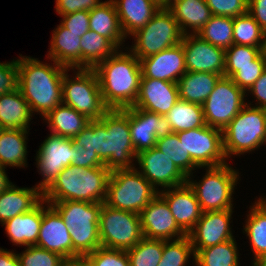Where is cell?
<instances>
[{
    "mask_svg": "<svg viewBox=\"0 0 266 266\" xmlns=\"http://www.w3.org/2000/svg\"><path fill=\"white\" fill-rule=\"evenodd\" d=\"M126 38L145 26L161 8L152 0H112Z\"/></svg>",
    "mask_w": 266,
    "mask_h": 266,
    "instance_id": "25",
    "label": "cell"
},
{
    "mask_svg": "<svg viewBox=\"0 0 266 266\" xmlns=\"http://www.w3.org/2000/svg\"><path fill=\"white\" fill-rule=\"evenodd\" d=\"M129 128L137 154L155 147L158 139L173 133L165 116L136 107H129Z\"/></svg>",
    "mask_w": 266,
    "mask_h": 266,
    "instance_id": "16",
    "label": "cell"
},
{
    "mask_svg": "<svg viewBox=\"0 0 266 266\" xmlns=\"http://www.w3.org/2000/svg\"><path fill=\"white\" fill-rule=\"evenodd\" d=\"M42 200L43 193L36 186L19 188L12 183L0 194L1 224L17 215L31 211Z\"/></svg>",
    "mask_w": 266,
    "mask_h": 266,
    "instance_id": "26",
    "label": "cell"
},
{
    "mask_svg": "<svg viewBox=\"0 0 266 266\" xmlns=\"http://www.w3.org/2000/svg\"><path fill=\"white\" fill-rule=\"evenodd\" d=\"M18 88L17 60L0 63V95L10 93Z\"/></svg>",
    "mask_w": 266,
    "mask_h": 266,
    "instance_id": "48",
    "label": "cell"
},
{
    "mask_svg": "<svg viewBox=\"0 0 266 266\" xmlns=\"http://www.w3.org/2000/svg\"><path fill=\"white\" fill-rule=\"evenodd\" d=\"M248 13L266 33V0H248Z\"/></svg>",
    "mask_w": 266,
    "mask_h": 266,
    "instance_id": "52",
    "label": "cell"
},
{
    "mask_svg": "<svg viewBox=\"0 0 266 266\" xmlns=\"http://www.w3.org/2000/svg\"><path fill=\"white\" fill-rule=\"evenodd\" d=\"M64 266H87L82 260L67 262Z\"/></svg>",
    "mask_w": 266,
    "mask_h": 266,
    "instance_id": "56",
    "label": "cell"
},
{
    "mask_svg": "<svg viewBox=\"0 0 266 266\" xmlns=\"http://www.w3.org/2000/svg\"><path fill=\"white\" fill-rule=\"evenodd\" d=\"M247 93L255 96V101H257L255 107L266 109V70L261 74L259 79L252 85Z\"/></svg>",
    "mask_w": 266,
    "mask_h": 266,
    "instance_id": "53",
    "label": "cell"
},
{
    "mask_svg": "<svg viewBox=\"0 0 266 266\" xmlns=\"http://www.w3.org/2000/svg\"><path fill=\"white\" fill-rule=\"evenodd\" d=\"M266 48L233 44L225 50V76L231 78L237 72V66L255 65V59Z\"/></svg>",
    "mask_w": 266,
    "mask_h": 266,
    "instance_id": "43",
    "label": "cell"
},
{
    "mask_svg": "<svg viewBox=\"0 0 266 266\" xmlns=\"http://www.w3.org/2000/svg\"><path fill=\"white\" fill-rule=\"evenodd\" d=\"M101 247L127 251L142 238L139 214L102 204L99 214Z\"/></svg>",
    "mask_w": 266,
    "mask_h": 266,
    "instance_id": "11",
    "label": "cell"
},
{
    "mask_svg": "<svg viewBox=\"0 0 266 266\" xmlns=\"http://www.w3.org/2000/svg\"><path fill=\"white\" fill-rule=\"evenodd\" d=\"M167 9L175 17L184 35L198 34L212 16L205 0H176Z\"/></svg>",
    "mask_w": 266,
    "mask_h": 266,
    "instance_id": "28",
    "label": "cell"
},
{
    "mask_svg": "<svg viewBox=\"0 0 266 266\" xmlns=\"http://www.w3.org/2000/svg\"><path fill=\"white\" fill-rule=\"evenodd\" d=\"M174 1L176 0H164V8H167L170 6Z\"/></svg>",
    "mask_w": 266,
    "mask_h": 266,
    "instance_id": "59",
    "label": "cell"
},
{
    "mask_svg": "<svg viewBox=\"0 0 266 266\" xmlns=\"http://www.w3.org/2000/svg\"><path fill=\"white\" fill-rule=\"evenodd\" d=\"M32 116L30 105L18 88L0 95V123L4 128L30 130Z\"/></svg>",
    "mask_w": 266,
    "mask_h": 266,
    "instance_id": "30",
    "label": "cell"
},
{
    "mask_svg": "<svg viewBox=\"0 0 266 266\" xmlns=\"http://www.w3.org/2000/svg\"><path fill=\"white\" fill-rule=\"evenodd\" d=\"M258 200L266 207V197H259Z\"/></svg>",
    "mask_w": 266,
    "mask_h": 266,
    "instance_id": "60",
    "label": "cell"
},
{
    "mask_svg": "<svg viewBox=\"0 0 266 266\" xmlns=\"http://www.w3.org/2000/svg\"><path fill=\"white\" fill-rule=\"evenodd\" d=\"M152 1L155 2L161 8H164V0H152Z\"/></svg>",
    "mask_w": 266,
    "mask_h": 266,
    "instance_id": "58",
    "label": "cell"
},
{
    "mask_svg": "<svg viewBox=\"0 0 266 266\" xmlns=\"http://www.w3.org/2000/svg\"><path fill=\"white\" fill-rule=\"evenodd\" d=\"M28 132L29 130L7 128L2 131L0 134L1 166L16 168L27 166Z\"/></svg>",
    "mask_w": 266,
    "mask_h": 266,
    "instance_id": "32",
    "label": "cell"
},
{
    "mask_svg": "<svg viewBox=\"0 0 266 266\" xmlns=\"http://www.w3.org/2000/svg\"><path fill=\"white\" fill-rule=\"evenodd\" d=\"M233 212V210L202 212L195 227L187 234L195 254L203 248L234 239L230 227Z\"/></svg>",
    "mask_w": 266,
    "mask_h": 266,
    "instance_id": "20",
    "label": "cell"
},
{
    "mask_svg": "<svg viewBox=\"0 0 266 266\" xmlns=\"http://www.w3.org/2000/svg\"><path fill=\"white\" fill-rule=\"evenodd\" d=\"M249 212L242 231L249 237L254 253L252 266H255L266 254V207L257 199Z\"/></svg>",
    "mask_w": 266,
    "mask_h": 266,
    "instance_id": "34",
    "label": "cell"
},
{
    "mask_svg": "<svg viewBox=\"0 0 266 266\" xmlns=\"http://www.w3.org/2000/svg\"><path fill=\"white\" fill-rule=\"evenodd\" d=\"M87 266H130L124 250L99 247L81 259Z\"/></svg>",
    "mask_w": 266,
    "mask_h": 266,
    "instance_id": "45",
    "label": "cell"
},
{
    "mask_svg": "<svg viewBox=\"0 0 266 266\" xmlns=\"http://www.w3.org/2000/svg\"><path fill=\"white\" fill-rule=\"evenodd\" d=\"M205 175L199 182L192 175L187 177V183L195 192L202 212L233 210L234 188L239 180V171L228 163L205 167Z\"/></svg>",
    "mask_w": 266,
    "mask_h": 266,
    "instance_id": "8",
    "label": "cell"
},
{
    "mask_svg": "<svg viewBox=\"0 0 266 266\" xmlns=\"http://www.w3.org/2000/svg\"><path fill=\"white\" fill-rule=\"evenodd\" d=\"M5 128L2 126V124L0 123V134L2 133V131L4 130Z\"/></svg>",
    "mask_w": 266,
    "mask_h": 266,
    "instance_id": "61",
    "label": "cell"
},
{
    "mask_svg": "<svg viewBox=\"0 0 266 266\" xmlns=\"http://www.w3.org/2000/svg\"><path fill=\"white\" fill-rule=\"evenodd\" d=\"M212 15L235 18L248 13V0H205Z\"/></svg>",
    "mask_w": 266,
    "mask_h": 266,
    "instance_id": "47",
    "label": "cell"
},
{
    "mask_svg": "<svg viewBox=\"0 0 266 266\" xmlns=\"http://www.w3.org/2000/svg\"><path fill=\"white\" fill-rule=\"evenodd\" d=\"M130 266H157L163 252V240L142 238L134 247L128 249Z\"/></svg>",
    "mask_w": 266,
    "mask_h": 266,
    "instance_id": "41",
    "label": "cell"
},
{
    "mask_svg": "<svg viewBox=\"0 0 266 266\" xmlns=\"http://www.w3.org/2000/svg\"><path fill=\"white\" fill-rule=\"evenodd\" d=\"M173 133L206 125L202 105L179 99L165 115Z\"/></svg>",
    "mask_w": 266,
    "mask_h": 266,
    "instance_id": "36",
    "label": "cell"
},
{
    "mask_svg": "<svg viewBox=\"0 0 266 266\" xmlns=\"http://www.w3.org/2000/svg\"><path fill=\"white\" fill-rule=\"evenodd\" d=\"M89 29L107 38L118 50L125 44L116 7L112 0L102 3L89 11Z\"/></svg>",
    "mask_w": 266,
    "mask_h": 266,
    "instance_id": "29",
    "label": "cell"
},
{
    "mask_svg": "<svg viewBox=\"0 0 266 266\" xmlns=\"http://www.w3.org/2000/svg\"><path fill=\"white\" fill-rule=\"evenodd\" d=\"M249 104V105H248ZM246 103L222 130L223 150L227 159L252 153L266 144V109Z\"/></svg>",
    "mask_w": 266,
    "mask_h": 266,
    "instance_id": "6",
    "label": "cell"
},
{
    "mask_svg": "<svg viewBox=\"0 0 266 266\" xmlns=\"http://www.w3.org/2000/svg\"><path fill=\"white\" fill-rule=\"evenodd\" d=\"M0 266H20L17 254L0 248Z\"/></svg>",
    "mask_w": 266,
    "mask_h": 266,
    "instance_id": "54",
    "label": "cell"
},
{
    "mask_svg": "<svg viewBox=\"0 0 266 266\" xmlns=\"http://www.w3.org/2000/svg\"><path fill=\"white\" fill-rule=\"evenodd\" d=\"M101 3L100 0H56L55 10L62 16L76 11H91Z\"/></svg>",
    "mask_w": 266,
    "mask_h": 266,
    "instance_id": "50",
    "label": "cell"
},
{
    "mask_svg": "<svg viewBox=\"0 0 266 266\" xmlns=\"http://www.w3.org/2000/svg\"><path fill=\"white\" fill-rule=\"evenodd\" d=\"M25 249L22 253H17L20 266H64L67 263L59 254L36 245Z\"/></svg>",
    "mask_w": 266,
    "mask_h": 266,
    "instance_id": "44",
    "label": "cell"
},
{
    "mask_svg": "<svg viewBox=\"0 0 266 266\" xmlns=\"http://www.w3.org/2000/svg\"><path fill=\"white\" fill-rule=\"evenodd\" d=\"M176 134L180 142L183 143L186 153H189L199 168L227 163L221 129L206 124L203 127L179 131Z\"/></svg>",
    "mask_w": 266,
    "mask_h": 266,
    "instance_id": "13",
    "label": "cell"
},
{
    "mask_svg": "<svg viewBox=\"0 0 266 266\" xmlns=\"http://www.w3.org/2000/svg\"><path fill=\"white\" fill-rule=\"evenodd\" d=\"M125 51L117 50L94 68L104 104L109 109L132 107L138 96L142 77L140 60Z\"/></svg>",
    "mask_w": 266,
    "mask_h": 266,
    "instance_id": "3",
    "label": "cell"
},
{
    "mask_svg": "<svg viewBox=\"0 0 266 266\" xmlns=\"http://www.w3.org/2000/svg\"><path fill=\"white\" fill-rule=\"evenodd\" d=\"M245 95L231 78L222 76L202 104L205 123L223 130L246 105Z\"/></svg>",
    "mask_w": 266,
    "mask_h": 266,
    "instance_id": "12",
    "label": "cell"
},
{
    "mask_svg": "<svg viewBox=\"0 0 266 266\" xmlns=\"http://www.w3.org/2000/svg\"><path fill=\"white\" fill-rule=\"evenodd\" d=\"M233 44L266 48V33L249 13L234 18Z\"/></svg>",
    "mask_w": 266,
    "mask_h": 266,
    "instance_id": "38",
    "label": "cell"
},
{
    "mask_svg": "<svg viewBox=\"0 0 266 266\" xmlns=\"http://www.w3.org/2000/svg\"><path fill=\"white\" fill-rule=\"evenodd\" d=\"M181 44L189 72H209L225 76V50L203 40L197 34H186Z\"/></svg>",
    "mask_w": 266,
    "mask_h": 266,
    "instance_id": "18",
    "label": "cell"
},
{
    "mask_svg": "<svg viewBox=\"0 0 266 266\" xmlns=\"http://www.w3.org/2000/svg\"><path fill=\"white\" fill-rule=\"evenodd\" d=\"M6 168L7 167L0 165V194L12 185L5 170Z\"/></svg>",
    "mask_w": 266,
    "mask_h": 266,
    "instance_id": "55",
    "label": "cell"
},
{
    "mask_svg": "<svg viewBox=\"0 0 266 266\" xmlns=\"http://www.w3.org/2000/svg\"><path fill=\"white\" fill-rule=\"evenodd\" d=\"M42 222V201L31 211L15 216L2 224L13 245H36Z\"/></svg>",
    "mask_w": 266,
    "mask_h": 266,
    "instance_id": "27",
    "label": "cell"
},
{
    "mask_svg": "<svg viewBox=\"0 0 266 266\" xmlns=\"http://www.w3.org/2000/svg\"><path fill=\"white\" fill-rule=\"evenodd\" d=\"M239 259V250L234 238L199 250L193 261L196 266H239Z\"/></svg>",
    "mask_w": 266,
    "mask_h": 266,
    "instance_id": "37",
    "label": "cell"
},
{
    "mask_svg": "<svg viewBox=\"0 0 266 266\" xmlns=\"http://www.w3.org/2000/svg\"><path fill=\"white\" fill-rule=\"evenodd\" d=\"M143 237L156 240H176L187 234L178 226L167 202L158 194L139 213Z\"/></svg>",
    "mask_w": 266,
    "mask_h": 266,
    "instance_id": "17",
    "label": "cell"
},
{
    "mask_svg": "<svg viewBox=\"0 0 266 266\" xmlns=\"http://www.w3.org/2000/svg\"><path fill=\"white\" fill-rule=\"evenodd\" d=\"M158 193L136 167L118 169L111 171L104 204L139 214Z\"/></svg>",
    "mask_w": 266,
    "mask_h": 266,
    "instance_id": "7",
    "label": "cell"
},
{
    "mask_svg": "<svg viewBox=\"0 0 266 266\" xmlns=\"http://www.w3.org/2000/svg\"><path fill=\"white\" fill-rule=\"evenodd\" d=\"M36 166L43 177L36 187L43 193L57 178L60 172L74 161L72 138L57 134L49 136L41 143L36 153Z\"/></svg>",
    "mask_w": 266,
    "mask_h": 266,
    "instance_id": "14",
    "label": "cell"
},
{
    "mask_svg": "<svg viewBox=\"0 0 266 266\" xmlns=\"http://www.w3.org/2000/svg\"><path fill=\"white\" fill-rule=\"evenodd\" d=\"M71 165L84 168L105 166L96 152H88L81 146H74V161Z\"/></svg>",
    "mask_w": 266,
    "mask_h": 266,
    "instance_id": "51",
    "label": "cell"
},
{
    "mask_svg": "<svg viewBox=\"0 0 266 266\" xmlns=\"http://www.w3.org/2000/svg\"><path fill=\"white\" fill-rule=\"evenodd\" d=\"M111 171L105 166L65 167L43 192L46 202L86 201L104 203Z\"/></svg>",
    "mask_w": 266,
    "mask_h": 266,
    "instance_id": "4",
    "label": "cell"
},
{
    "mask_svg": "<svg viewBox=\"0 0 266 266\" xmlns=\"http://www.w3.org/2000/svg\"><path fill=\"white\" fill-rule=\"evenodd\" d=\"M43 120L48 124L51 133L65 138L75 137L91 121L85 115L63 103L56 106Z\"/></svg>",
    "mask_w": 266,
    "mask_h": 266,
    "instance_id": "33",
    "label": "cell"
},
{
    "mask_svg": "<svg viewBox=\"0 0 266 266\" xmlns=\"http://www.w3.org/2000/svg\"><path fill=\"white\" fill-rule=\"evenodd\" d=\"M265 70L266 50L255 59V65L237 66V72L231 79L246 93Z\"/></svg>",
    "mask_w": 266,
    "mask_h": 266,
    "instance_id": "46",
    "label": "cell"
},
{
    "mask_svg": "<svg viewBox=\"0 0 266 266\" xmlns=\"http://www.w3.org/2000/svg\"><path fill=\"white\" fill-rule=\"evenodd\" d=\"M69 229L73 244V262L101 247L99 214L103 203L86 201L48 202Z\"/></svg>",
    "mask_w": 266,
    "mask_h": 266,
    "instance_id": "5",
    "label": "cell"
},
{
    "mask_svg": "<svg viewBox=\"0 0 266 266\" xmlns=\"http://www.w3.org/2000/svg\"><path fill=\"white\" fill-rule=\"evenodd\" d=\"M155 147L171 159L186 177L192 175L194 170L200 169L193 162L189 153H186V149L176 133H171L164 138L158 139Z\"/></svg>",
    "mask_w": 266,
    "mask_h": 266,
    "instance_id": "40",
    "label": "cell"
},
{
    "mask_svg": "<svg viewBox=\"0 0 266 266\" xmlns=\"http://www.w3.org/2000/svg\"><path fill=\"white\" fill-rule=\"evenodd\" d=\"M233 23L232 17L212 15L197 35L210 44L226 50L233 45Z\"/></svg>",
    "mask_w": 266,
    "mask_h": 266,
    "instance_id": "39",
    "label": "cell"
},
{
    "mask_svg": "<svg viewBox=\"0 0 266 266\" xmlns=\"http://www.w3.org/2000/svg\"><path fill=\"white\" fill-rule=\"evenodd\" d=\"M222 75L187 71L177 82L179 99L202 105Z\"/></svg>",
    "mask_w": 266,
    "mask_h": 266,
    "instance_id": "31",
    "label": "cell"
},
{
    "mask_svg": "<svg viewBox=\"0 0 266 266\" xmlns=\"http://www.w3.org/2000/svg\"><path fill=\"white\" fill-rule=\"evenodd\" d=\"M178 100L177 83L141 78L138 96L132 107L165 116Z\"/></svg>",
    "mask_w": 266,
    "mask_h": 266,
    "instance_id": "21",
    "label": "cell"
},
{
    "mask_svg": "<svg viewBox=\"0 0 266 266\" xmlns=\"http://www.w3.org/2000/svg\"><path fill=\"white\" fill-rule=\"evenodd\" d=\"M61 17V24L69 31L80 34V37L90 30L89 11H76Z\"/></svg>",
    "mask_w": 266,
    "mask_h": 266,
    "instance_id": "49",
    "label": "cell"
},
{
    "mask_svg": "<svg viewBox=\"0 0 266 266\" xmlns=\"http://www.w3.org/2000/svg\"><path fill=\"white\" fill-rule=\"evenodd\" d=\"M142 77L177 83L187 72L185 54L180 43L140 60Z\"/></svg>",
    "mask_w": 266,
    "mask_h": 266,
    "instance_id": "22",
    "label": "cell"
},
{
    "mask_svg": "<svg viewBox=\"0 0 266 266\" xmlns=\"http://www.w3.org/2000/svg\"><path fill=\"white\" fill-rule=\"evenodd\" d=\"M47 59L68 69L81 68V37L69 31L61 23L52 31Z\"/></svg>",
    "mask_w": 266,
    "mask_h": 266,
    "instance_id": "24",
    "label": "cell"
},
{
    "mask_svg": "<svg viewBox=\"0 0 266 266\" xmlns=\"http://www.w3.org/2000/svg\"><path fill=\"white\" fill-rule=\"evenodd\" d=\"M131 36L134 44L126 49L141 60L180 44L184 34L172 13L167 8H160L145 26Z\"/></svg>",
    "mask_w": 266,
    "mask_h": 266,
    "instance_id": "10",
    "label": "cell"
},
{
    "mask_svg": "<svg viewBox=\"0 0 266 266\" xmlns=\"http://www.w3.org/2000/svg\"><path fill=\"white\" fill-rule=\"evenodd\" d=\"M36 246L59 254L67 262H73V244L69 229L59 213L44 199L42 200V222Z\"/></svg>",
    "mask_w": 266,
    "mask_h": 266,
    "instance_id": "19",
    "label": "cell"
},
{
    "mask_svg": "<svg viewBox=\"0 0 266 266\" xmlns=\"http://www.w3.org/2000/svg\"><path fill=\"white\" fill-rule=\"evenodd\" d=\"M67 69L62 79V103L88 119L99 120L109 108L104 104L99 80L94 69L77 68L70 78Z\"/></svg>",
    "mask_w": 266,
    "mask_h": 266,
    "instance_id": "9",
    "label": "cell"
},
{
    "mask_svg": "<svg viewBox=\"0 0 266 266\" xmlns=\"http://www.w3.org/2000/svg\"><path fill=\"white\" fill-rule=\"evenodd\" d=\"M74 146L96 152L110 171L131 169L137 158L129 128V107L109 109L99 120H92L75 137Z\"/></svg>",
    "mask_w": 266,
    "mask_h": 266,
    "instance_id": "1",
    "label": "cell"
},
{
    "mask_svg": "<svg viewBox=\"0 0 266 266\" xmlns=\"http://www.w3.org/2000/svg\"><path fill=\"white\" fill-rule=\"evenodd\" d=\"M168 204L178 226L188 234L202 215L195 192L188 183L159 191Z\"/></svg>",
    "mask_w": 266,
    "mask_h": 266,
    "instance_id": "23",
    "label": "cell"
},
{
    "mask_svg": "<svg viewBox=\"0 0 266 266\" xmlns=\"http://www.w3.org/2000/svg\"><path fill=\"white\" fill-rule=\"evenodd\" d=\"M255 266H266V254L260 259Z\"/></svg>",
    "mask_w": 266,
    "mask_h": 266,
    "instance_id": "57",
    "label": "cell"
},
{
    "mask_svg": "<svg viewBox=\"0 0 266 266\" xmlns=\"http://www.w3.org/2000/svg\"><path fill=\"white\" fill-rule=\"evenodd\" d=\"M136 161L138 171L158 192L187 183V177L156 147L139 152Z\"/></svg>",
    "mask_w": 266,
    "mask_h": 266,
    "instance_id": "15",
    "label": "cell"
},
{
    "mask_svg": "<svg viewBox=\"0 0 266 266\" xmlns=\"http://www.w3.org/2000/svg\"><path fill=\"white\" fill-rule=\"evenodd\" d=\"M193 256L194 249L188 235L176 240H163L162 257L157 266H186Z\"/></svg>",
    "mask_w": 266,
    "mask_h": 266,
    "instance_id": "42",
    "label": "cell"
},
{
    "mask_svg": "<svg viewBox=\"0 0 266 266\" xmlns=\"http://www.w3.org/2000/svg\"><path fill=\"white\" fill-rule=\"evenodd\" d=\"M81 68L94 69L118 49L105 37L88 30L81 37Z\"/></svg>",
    "mask_w": 266,
    "mask_h": 266,
    "instance_id": "35",
    "label": "cell"
},
{
    "mask_svg": "<svg viewBox=\"0 0 266 266\" xmlns=\"http://www.w3.org/2000/svg\"><path fill=\"white\" fill-rule=\"evenodd\" d=\"M53 62L50 65L22 54L17 59L18 89L32 113L42 118L62 104V79L68 68Z\"/></svg>",
    "mask_w": 266,
    "mask_h": 266,
    "instance_id": "2",
    "label": "cell"
}]
</instances>
